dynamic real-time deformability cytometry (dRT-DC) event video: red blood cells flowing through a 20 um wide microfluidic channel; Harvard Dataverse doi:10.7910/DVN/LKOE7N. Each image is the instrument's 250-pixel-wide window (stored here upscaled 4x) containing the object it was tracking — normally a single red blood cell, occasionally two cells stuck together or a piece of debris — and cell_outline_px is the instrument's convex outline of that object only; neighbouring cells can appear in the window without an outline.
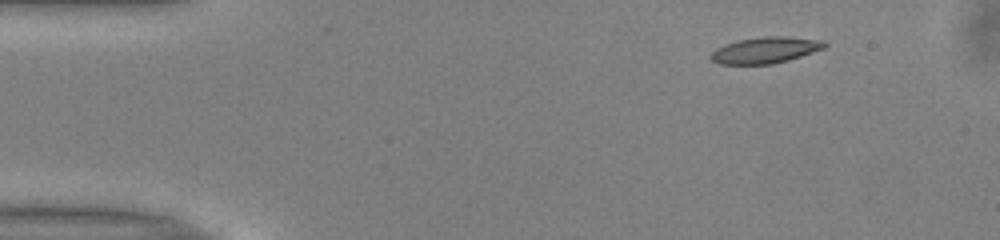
{"species": "common noctule bat (a hibernating species)", "species_latin": "Nyctalus noctula", "temperature_condition": "warm", "stored_images_in_passage": 36, "camera_frame_rate_fps": 3000, "um_per_image_px": 0.085, "animal": {"sex": "male", "body_mass_g": 13.0, "forearm_length_mm": 53.1}, "frame": {"image": 1, "passage_image": 1, "time_ms": 0.0, "image_size_px": [1000, 240], "cell_outline_px": [[828, 44], [824, 48], [788, 60], [772, 64], [720, 64], [712, 60], [708, 56], [716, 48], [724, 44], [736, 40], [764, 36], [784, 36], [820, 40]], "centroid_in_image_um": [65.0, 4.25], "position_along_channel_um": 20.0, "area_um2": 17.34}}
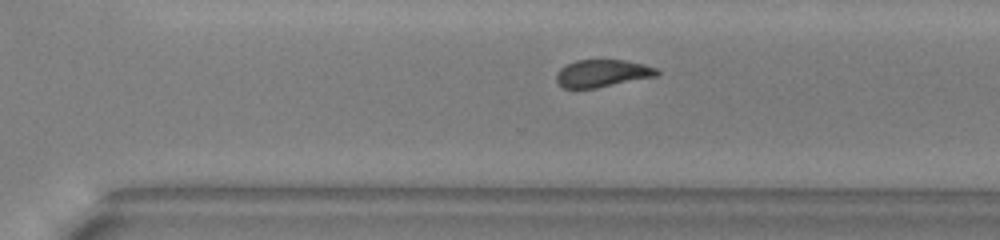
{"frame": {"image": 2, "passage_image": 30, "time_ms": 9.667, "image_size_px": [1000, 240], "cell_outline_px": [[660, 72], [656, 76], [596, 88], [564, 88], [556, 80], [556, 72], [560, 68], [576, 60], [624, 60], [644, 64], [656, 68]], "centroid_in_image_um": [51.19, 6.23], "position_along_channel_um": 319.4, "area_um2": 15.95}}
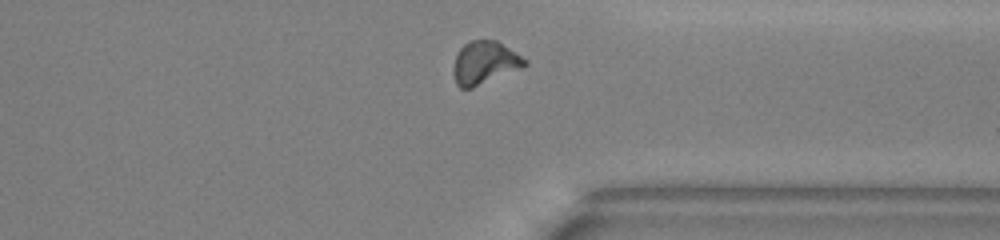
{"frame": {"image": 3, "passage_image": 34, "time_ms": 11.0, "image_size_px": [1000, 240], "cell_outline_px": [[528, 64], [472, 88], [460, 88], [456, 84], [452, 72], [452, 68], [456, 56], [460, 48], [468, 40], [496, 40], [528, 60]], "centroid_in_image_um": [41.15, 5.32], "position_along_channel_um": 370.3, "area_um2": 17.63}, "authors_computed_cell_mechanics": {"area_um2": 17.3978, "velocity_mm_per_s": 3.9794, "shape_relaxation_time_tau1_ms": 9.571, "shape_relaxation_time_tau2_ms": 2.0024, "deformation_change_tau1": 0.2403, "deformation_change_tau2": 0.0858}}